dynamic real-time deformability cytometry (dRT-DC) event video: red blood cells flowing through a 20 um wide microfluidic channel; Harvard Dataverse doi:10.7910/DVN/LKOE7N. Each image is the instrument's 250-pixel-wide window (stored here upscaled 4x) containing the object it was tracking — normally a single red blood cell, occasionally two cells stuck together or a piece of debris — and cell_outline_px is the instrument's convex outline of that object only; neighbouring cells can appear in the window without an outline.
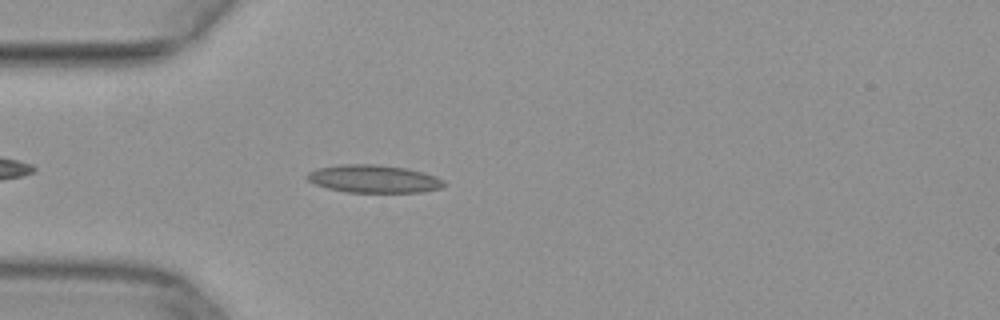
{"species": "common noctule bat (a hibernating species)", "species_latin": "Nyctalus noctula", "temperature_condition": "warm", "stored_images_in_passage": 39, "camera_frame_rate_fps": 3000, "um_per_image_px": 0.085, "animal": {"sex": "female", "body_mass_g": 29.2, "forearm_length_mm": 56.3}, "frame": {"image": 1, "passage_image": 4, "time_ms": 1.0, "image_size_px": [1000, 320], "cell_outline_px": [[444, 184], [440, 188], [420, 192], [344, 192], [328, 188], [316, 184], [308, 180], [304, 176], [308, 172], [320, 168], [344, 164], [376, 164], [408, 168], [436, 176], [444, 180]], "centroid_in_image_um": [31.76, 15.2], "position_along_channel_um": 53.2, "area_um2": 22.08}}
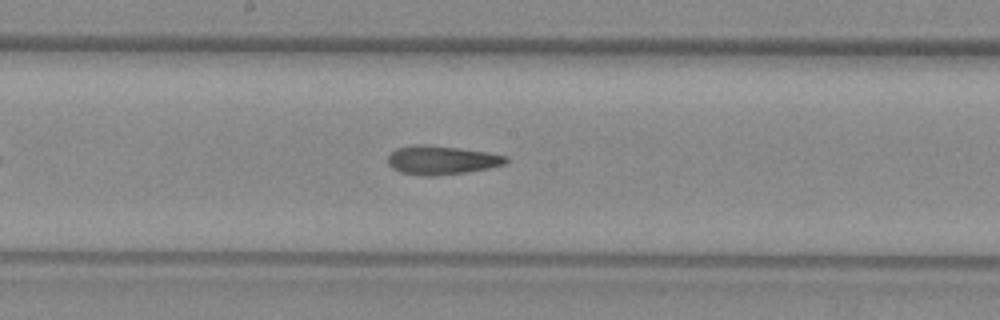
{"frame": {"image": 2, "passage_image": 16, "time_ms": 5.0, "image_size_px": [1000, 320], "cell_outline_px": [[508, 160], [504, 164], [488, 168], [464, 172], [428, 176], [424, 176], [400, 172], [392, 168], [388, 164], [388, 156], [396, 148], [416, 144], [424, 144], [488, 152], [508, 156]], "centroid_in_image_um": [37.51, 13.6], "position_along_channel_um": 210.7, "area_um2": 19.59}}
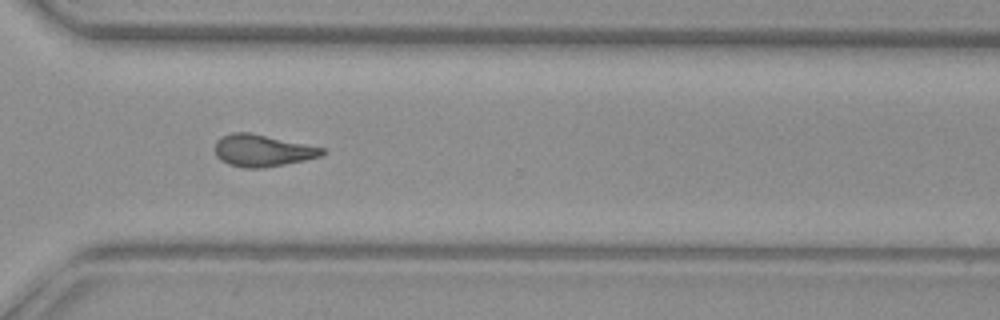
{"frame": {"image": 3, "passage_image": 26, "time_ms": 8.333, "image_size_px": [1000, 320], "cell_outline_px": [[324, 152], [320, 156], [304, 160], [264, 168], [244, 168], [228, 164], [220, 160], [216, 156], [216, 140], [220, 136], [232, 132], [248, 132], [324, 148]], "centroid_in_image_um": [22.25, 12.8], "position_along_channel_um": 348.4, "area_um2": 19.77}}